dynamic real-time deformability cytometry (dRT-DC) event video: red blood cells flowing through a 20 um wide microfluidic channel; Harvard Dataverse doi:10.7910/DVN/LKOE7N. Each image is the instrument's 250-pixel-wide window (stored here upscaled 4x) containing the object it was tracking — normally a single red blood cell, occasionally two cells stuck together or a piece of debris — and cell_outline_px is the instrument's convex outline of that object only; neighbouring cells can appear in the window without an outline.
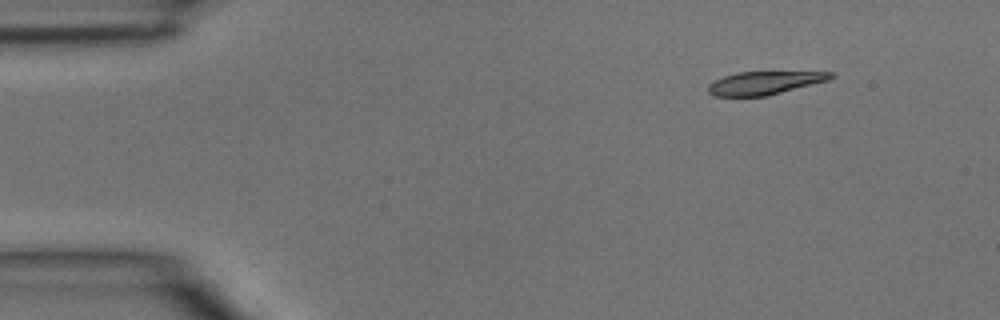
{"species": "common noctule bat (a hibernating species)", "species_latin": "Nyctalus noctula", "temperature_condition": "room temperature", "stored_images_in_passage": 4, "segment_of_instrument_passage": [1, 2], "camera_frame_rate_fps": 3000, "um_per_image_px": 0.085, "animal": {"sex": "male", "body_mass_g": 15.6}, "frame": {"image": 1, "passage_image": 1, "time_ms": 0.0, "image_size_px": [1000, 320], "cell_outline_px": [[836, 76], [828, 80], [764, 96], [712, 96], [708, 92], [708, 84], [724, 76], [736, 72], [836, 72]], "centroid_in_image_um": [64.96, 7.04], "position_along_channel_um": 20.0, "area_um2": 16.3}}
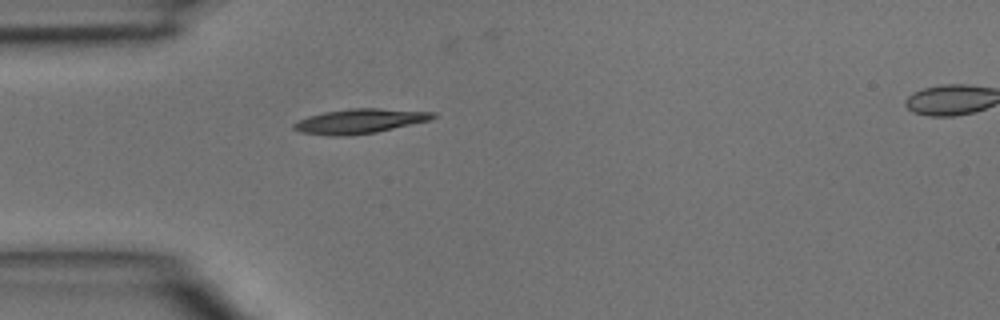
{"frame": {"image": 2, "passage_image": 3, "time_ms": 0.667, "image_size_px": [1000, 320], "cell_outline_px": [[436, 116], [432, 120], [376, 132], [344, 136], [328, 136], [300, 132], [292, 128], [292, 124], [308, 116], [324, 112], [352, 108], [376, 108], [436, 112]], "centroid_in_image_um": [30.58, 10.3], "position_along_channel_um": 54.4, "area_um2": 20.0}}